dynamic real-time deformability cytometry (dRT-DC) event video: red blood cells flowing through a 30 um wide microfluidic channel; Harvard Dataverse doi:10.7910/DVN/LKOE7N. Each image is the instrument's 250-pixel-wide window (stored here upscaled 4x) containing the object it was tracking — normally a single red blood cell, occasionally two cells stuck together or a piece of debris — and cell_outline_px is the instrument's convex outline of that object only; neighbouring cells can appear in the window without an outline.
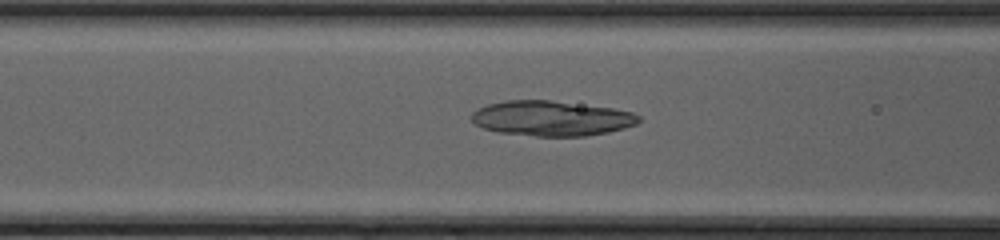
{"species": "common noctule bat (a hibernating species)", "species_latin": "Nyctalus noctula", "temperature_condition": "cold", "stored_images_in_passage": 50, "camera_frame_rate_fps": 3000, "um_per_image_px": 0.085, "animal": {"sex": "female", "body_mass_g": 20.0, "forearm_length_mm": 54.0}, "frame": {"image": 1, "passage_image": 22, "time_ms": 7.0, "image_size_px": [1000, 240], "cell_outline_px": [[640, 120], [636, 124], [624, 128], [608, 132], [584, 136], [536, 136], [496, 132], [484, 128], [476, 124], [468, 116], [476, 108], [488, 104], [504, 100], [552, 100], [612, 108], [632, 112], [640, 116]], "centroid_in_image_um": [46.83, 10.05], "position_along_channel_um": 119.8, "area_um2": 34.39}}
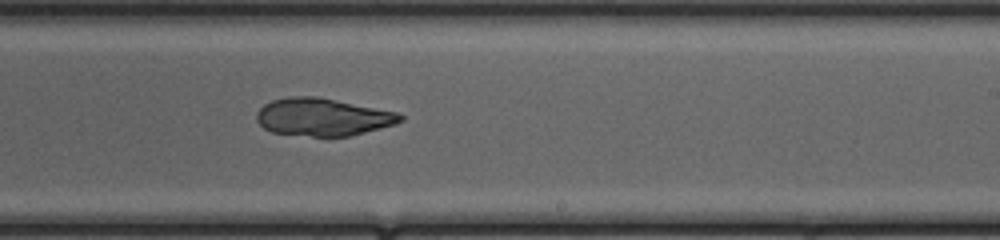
{"frame": {"image": 2, "passage_image": 32, "time_ms": 10.333, "image_size_px": [1000, 240], "cell_outline_px": [[404, 120], [396, 124], [348, 136], [312, 136], [272, 132], [264, 128], [256, 120], [256, 112], [264, 104], [272, 100], [288, 96], [316, 96], [400, 112], [404, 116]], "centroid_in_image_um": [27.45, 9.93], "position_along_channel_um": 261.6, "area_um2": 31.62}}
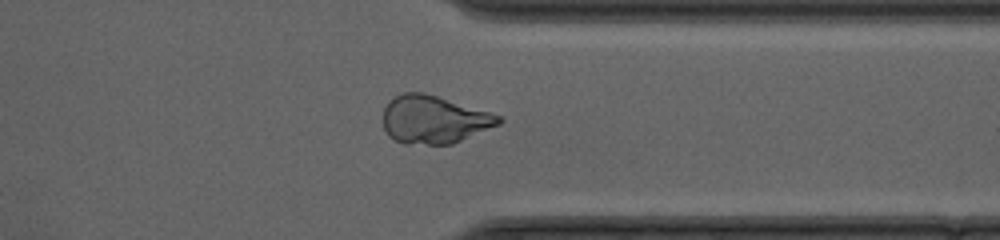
{"frame": {"image": 3, "passage_image": 40, "time_ms": 13.0, "image_size_px": [1000, 240], "cell_outline_px": [[504, 120], [500, 124], [452, 144], [404, 144], [388, 136], [384, 128], [384, 108], [396, 96], [404, 92], [424, 92], [504, 116]], "centroid_in_image_um": [36.92, 10.16], "position_along_channel_um": 374.5, "area_um2": 32.25}}